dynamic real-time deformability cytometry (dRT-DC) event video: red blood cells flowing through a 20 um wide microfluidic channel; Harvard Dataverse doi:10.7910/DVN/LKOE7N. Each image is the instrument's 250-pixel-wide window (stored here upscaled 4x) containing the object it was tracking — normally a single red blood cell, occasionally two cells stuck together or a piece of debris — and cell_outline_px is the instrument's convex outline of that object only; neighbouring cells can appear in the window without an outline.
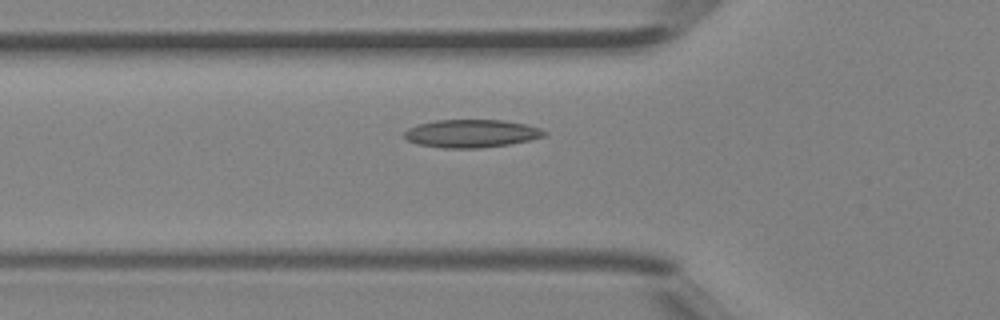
{"species": "Egyptian fruit bat (a non-hibernating species)", "species_latin": "Rousettus aegyptiacus", "temperature_condition": "room temperature", "stored_images_in_passage": 33, "camera_frame_rate_fps": 3000, "um_per_image_px": 0.085, "animal": {"sex": "female"}, "frame": {"image": 1, "passage_image": 7, "time_ms": 2.0, "image_size_px": [1000, 320], "cell_outline_px": [[548, 132], [544, 136], [528, 140], [508, 144], [480, 148], [444, 148], [420, 144], [408, 140], [404, 136], [404, 132], [408, 128], [416, 124], [436, 120], [504, 120], [524, 124], [540, 128]], "centroid_in_image_um": [40.05, 11.34], "position_along_channel_um": 85.7, "area_um2": 22.66}}
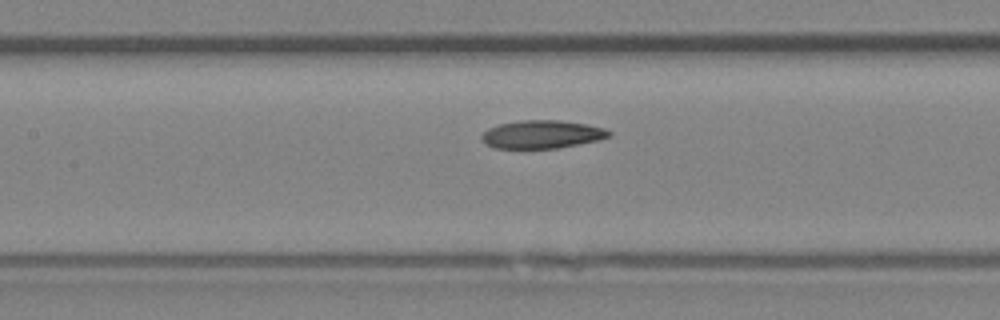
{"frame": {"image": 2, "passage_image": 12, "time_ms": 3.667, "image_size_px": [1000, 320], "cell_outline_px": [[612, 136], [600, 140], [556, 148], [492, 148], [484, 144], [480, 136], [488, 128], [500, 124], [520, 120], [560, 120], [584, 124], [604, 128], [612, 132]], "centroid_in_image_um": [46.05, 11.42], "position_along_channel_um": 161.3, "area_um2": 20.92}}
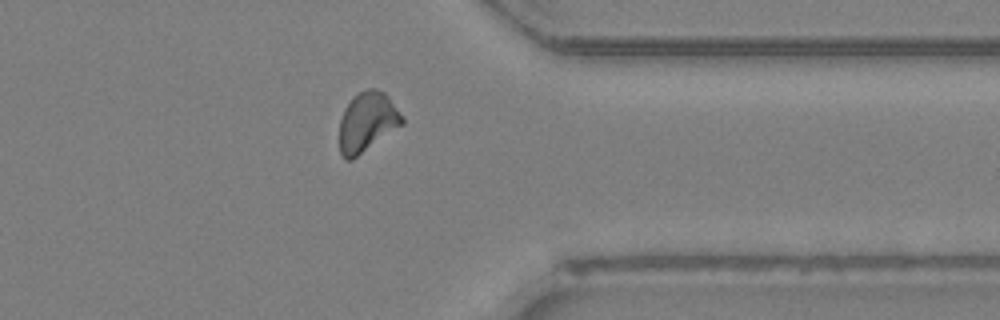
{"frame": {"image": 3, "passage_image": 27, "time_ms": 8.667, "image_size_px": [1000, 320], "cell_outline_px": [[404, 124], [352, 160], [344, 160], [340, 152], [340, 120], [344, 108], [352, 96], [368, 88], [376, 88], [384, 92], [388, 96], [404, 120]], "centroid_in_image_um": [31.19, 10.37], "position_along_channel_um": 380.2, "area_um2": 21.79}, "authors_computed_cell_mechanics": {"area_um2": 21.2126, "velocity_mm_per_s": 4.5317, "shape_relaxation_time_tau1_ms": null, "shape_relaxation_time_tau2_ms": 4.5281, "deformation_change_tau1": null, "deformation_change_tau2": 0.1014}}